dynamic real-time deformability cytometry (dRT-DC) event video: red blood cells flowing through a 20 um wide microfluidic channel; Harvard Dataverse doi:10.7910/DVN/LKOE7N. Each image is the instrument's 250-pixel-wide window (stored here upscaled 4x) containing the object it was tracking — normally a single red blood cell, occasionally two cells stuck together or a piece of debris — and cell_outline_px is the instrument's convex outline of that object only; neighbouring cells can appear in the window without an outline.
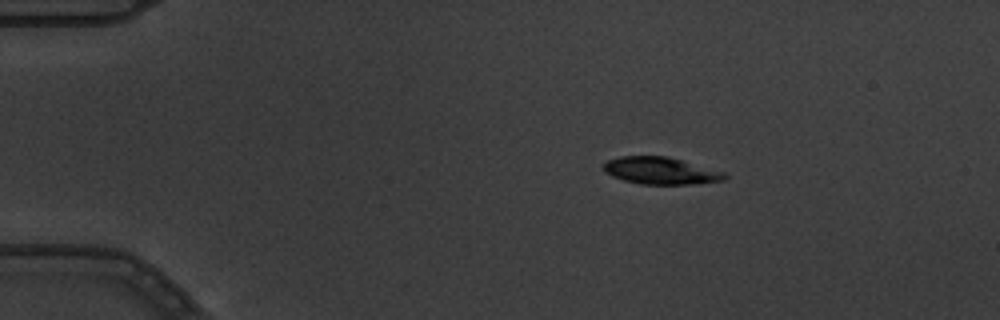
{"species": "common noctule bat (a hibernating species)", "species_latin": "Nyctalus noctula", "temperature_condition": "warm", "stored_images_in_passage": 5, "camera_frame_rate_fps": 3000, "um_per_image_px": 0.085, "animal": {"sex": "male", "body_mass_g": 19.5, "forearm_length_mm": 54.6}, "frame": {"image": 1, "passage_image": 2, "time_ms": 0.333, "image_size_px": [1000, 320], "cell_outline_px": [[728, 176], [724, 180], [696, 184], [640, 184], [624, 180], [612, 176], [604, 172], [604, 164], [608, 160], [620, 156], [664, 156], [680, 160], [724, 172]], "centroid_in_image_um": [56.14, 14.52], "position_along_channel_um": 28.9, "area_um2": 18.9}}